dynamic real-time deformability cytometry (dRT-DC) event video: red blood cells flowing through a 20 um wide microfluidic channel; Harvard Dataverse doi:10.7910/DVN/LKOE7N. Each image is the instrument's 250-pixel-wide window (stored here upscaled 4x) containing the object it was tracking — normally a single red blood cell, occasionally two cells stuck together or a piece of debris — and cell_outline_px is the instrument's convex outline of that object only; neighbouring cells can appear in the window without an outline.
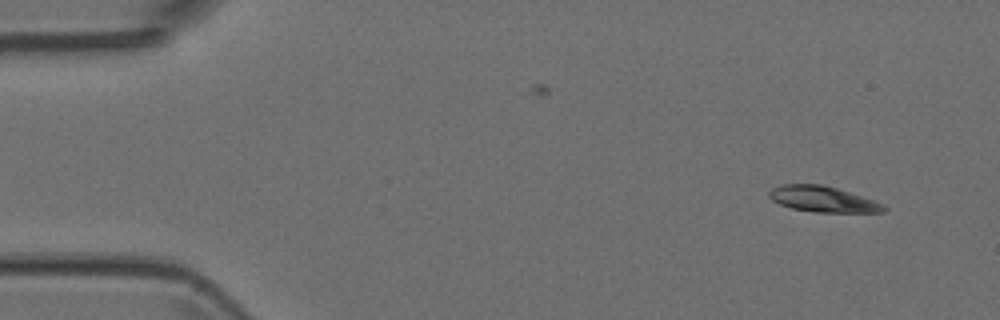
{"species": "Egyptian fruit bat (a non-hibernating species)", "species_latin": "Rousettus aegyptiacus", "temperature_condition": "room temperature", "stored_images_in_passage": 5, "camera_frame_rate_fps": 3000, "um_per_image_px": 0.085, "animal": {"sex": "female"}, "frame": {"image": 1, "passage_image": 1, "time_ms": 0.0, "image_size_px": [1000, 320], "cell_outline_px": [[888, 208], [884, 212], [816, 212], [792, 208], [780, 204], [772, 200], [768, 196], [768, 192], [772, 188], [780, 184], [820, 184], [836, 188], [884, 204]], "centroid_in_image_um": [69.91, 16.92], "position_along_channel_um": 15.1, "area_um2": 17.05}}
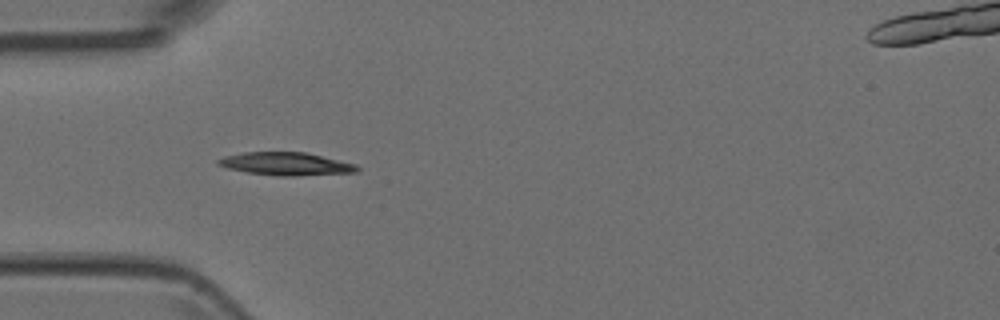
{"frame": {"image": 2, "passage_image": 4, "time_ms": 1.0, "image_size_px": [1000, 320], "cell_outline_px": [[360, 172], [292, 176], [276, 176], [248, 172], [228, 168], [216, 164], [216, 160], [224, 156], [244, 152], [304, 152], [356, 164], [360, 168]], "centroid_in_image_um": [24.31, 13.93], "position_along_channel_um": 60.7, "area_um2": 18.55}}
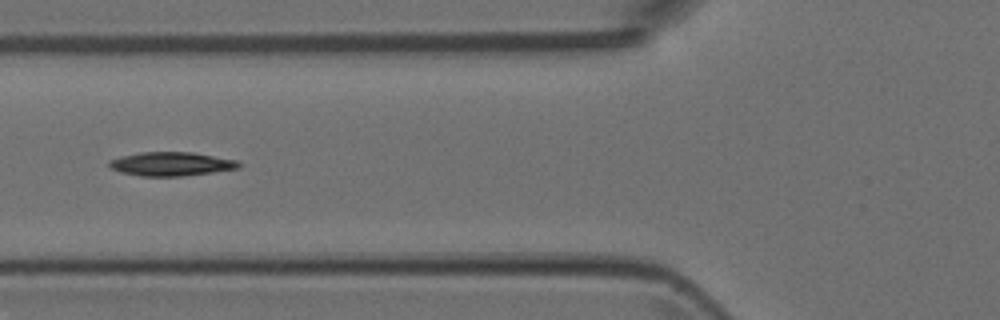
{"frame": {"image": 3, "passage_image": 5, "time_ms": 1.333, "image_size_px": [1000, 320], "cell_outline_px": [[240, 168], [212, 172], [180, 176], [140, 176], [120, 172], [112, 168], [108, 164], [108, 160], [120, 156], [140, 152], [192, 152], [236, 160], [240, 164]], "centroid_in_image_um": [14.51, 13.93], "position_along_channel_um": 111.3, "area_um2": 17.92}}